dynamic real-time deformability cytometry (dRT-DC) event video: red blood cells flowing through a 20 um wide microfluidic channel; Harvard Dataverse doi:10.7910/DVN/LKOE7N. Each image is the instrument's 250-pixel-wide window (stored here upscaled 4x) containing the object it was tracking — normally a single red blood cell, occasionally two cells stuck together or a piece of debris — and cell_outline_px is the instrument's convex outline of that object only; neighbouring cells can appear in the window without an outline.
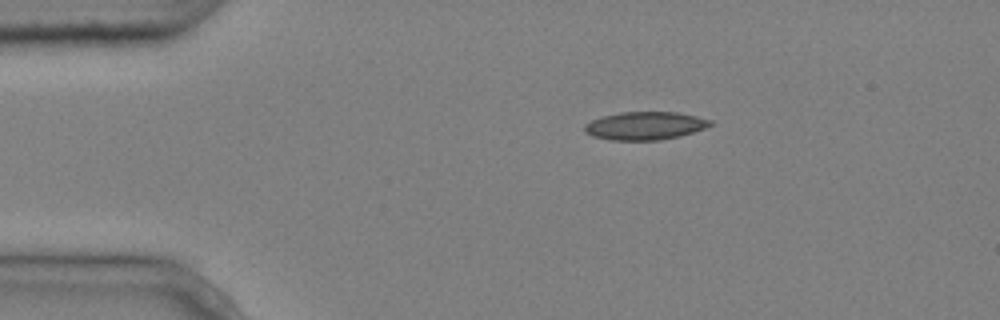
{"species": "common noctule bat (a hibernating species)", "species_latin": "Nyctalus noctula", "temperature_condition": "cold", "stored_images_in_passage": 2, "camera_frame_rate_fps": 3000, "um_per_image_px": 0.085, "animal": {"sex": "male", "body_mass_g": 20.4}, "frame": {"image": 1, "passage_image": 1, "time_ms": 0.0, "image_size_px": [1000, 320], "cell_outline_px": [[716, 124], [680, 136], [656, 140], [612, 140], [592, 136], [584, 132], [584, 124], [600, 116], [620, 112], [676, 112], [696, 116], [712, 120]], "centroid_in_image_um": [54.81, 10.68], "position_along_channel_um": 30.2, "area_um2": 20.63}}